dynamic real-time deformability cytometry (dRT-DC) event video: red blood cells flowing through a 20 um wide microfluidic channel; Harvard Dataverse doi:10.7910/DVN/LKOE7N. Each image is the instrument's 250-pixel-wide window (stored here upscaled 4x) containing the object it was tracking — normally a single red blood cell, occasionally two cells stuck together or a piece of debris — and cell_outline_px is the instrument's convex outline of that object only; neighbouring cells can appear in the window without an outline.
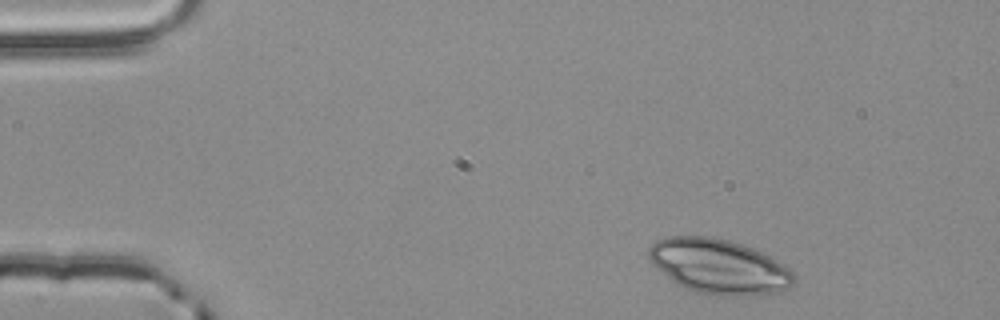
{"species": "common noctule bat (a hibernating species)", "species_latin": "Nyctalus noctula", "temperature_condition": "room temperature", "stored_images_in_passage": 3, "camera_frame_rate_fps": 3000, "um_per_image_px": 0.085, "animal": {"sex": "male", "body_mass_g": 20.4}, "frame": {"image": 1, "passage_image": 1, "time_ms": 0.0, "image_size_px": [1000, 320], "cell_outline_px": [[796, 284], [788, 288], [772, 292], [748, 296], [720, 296], [692, 292], [676, 284], [648, 256], [648, 248], [656, 240], [668, 236], [708, 236], [728, 240], [764, 252], [788, 268], [796, 276]], "centroid_in_image_um": [61.14, 22.66], "position_along_channel_um": 23.9, "area_um2": 46.18}}